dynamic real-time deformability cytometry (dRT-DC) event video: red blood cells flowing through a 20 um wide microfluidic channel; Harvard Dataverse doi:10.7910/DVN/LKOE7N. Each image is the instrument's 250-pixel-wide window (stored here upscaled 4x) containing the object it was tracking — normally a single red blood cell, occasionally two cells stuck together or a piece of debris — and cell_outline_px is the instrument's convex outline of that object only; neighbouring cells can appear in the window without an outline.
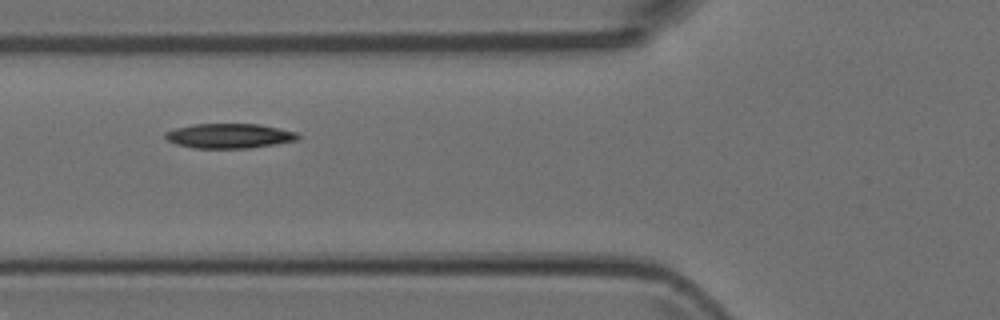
{"species": "Egyptian fruit bat (a non-hibernating species)", "species_latin": "Rousettus aegyptiacus", "temperature_condition": "room temperature", "stored_images_in_passage": 2, "camera_frame_rate_fps": 3000, "um_per_image_px": 0.085, "animal": {"sex": "female"}, "frame": {"image": 1, "passage_image": 2, "time_ms": 0.333, "image_size_px": [1000, 320], "cell_outline_px": [[300, 136], [296, 140], [248, 148], [192, 148], [176, 144], [168, 140], [164, 136], [164, 132], [176, 128], [196, 124], [260, 124], [296, 132]], "centroid_in_image_um": [19.45, 11.55], "position_along_channel_um": 106.4, "area_um2": 18.9}}